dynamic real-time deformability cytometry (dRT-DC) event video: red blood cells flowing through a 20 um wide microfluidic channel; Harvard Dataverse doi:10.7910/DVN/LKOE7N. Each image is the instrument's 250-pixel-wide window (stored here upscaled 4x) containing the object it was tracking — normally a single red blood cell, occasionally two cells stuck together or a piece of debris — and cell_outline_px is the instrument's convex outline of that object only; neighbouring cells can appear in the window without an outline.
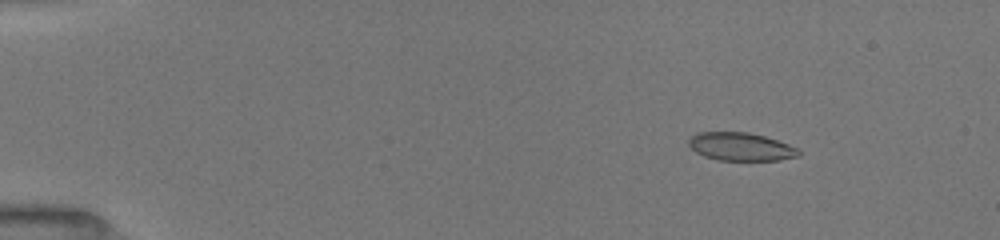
{"species": "common noctule bat (a hibernating species)", "species_latin": "Nyctalus noctula", "temperature_condition": "room temperature", "stored_images_in_passage": 40, "camera_frame_rate_fps": 3000, "um_per_image_px": 0.085, "animal": {"sex": "female", "body_mass_g": 19.5, "forearm_length_mm": 54.1}, "frame": {"image": 1, "passage_image": 6, "time_ms": 2.333, "image_size_px": [1000, 240], "cell_outline_px": [[800, 156], [780, 160], [716, 160], [704, 156], [696, 152], [688, 144], [688, 140], [696, 132], [748, 132], [764, 136], [800, 148]], "centroid_in_image_um": [62.98, 12.47], "position_along_channel_um": 22.0, "area_um2": 18.09}}
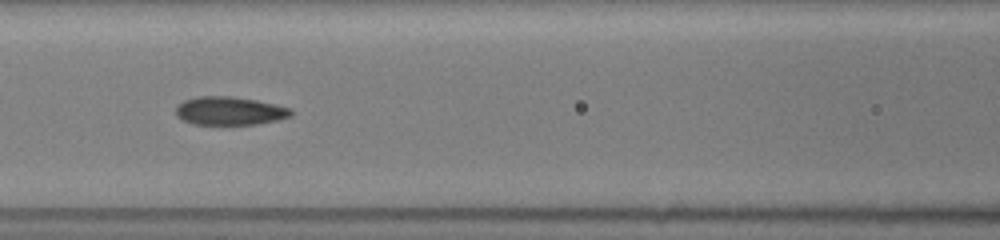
{"frame": {"image": 2, "passage_image": 20, "time_ms": 8.0, "image_size_px": [1000, 240], "cell_outline_px": [[292, 116], [276, 120], [256, 124], [192, 124], [176, 116], [176, 108], [184, 100], [200, 96], [232, 96], [256, 100], [276, 104], [292, 108]], "centroid_in_image_um": [19.54, 9.42], "position_along_channel_um": 147.1, "area_um2": 18.96}}
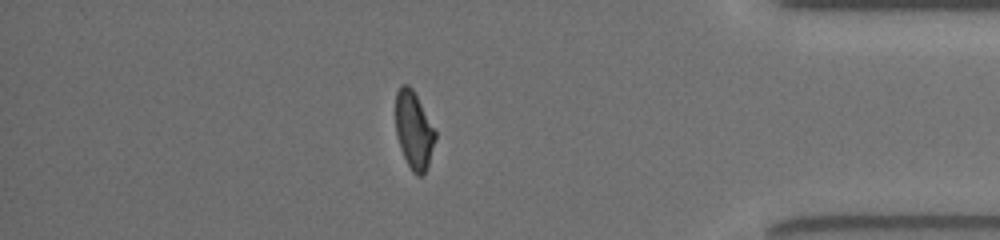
{"frame": {"image": 3, "passage_image": 35, "time_ms": 15.0, "image_size_px": [1000, 240], "cell_outline_px": [[436, 136], [428, 164], [424, 172], [420, 176], [416, 176], [412, 172], [400, 148], [396, 132], [396, 92], [404, 84], [408, 84], [412, 88], [436, 132]], "centroid_in_image_um": [35.17, 11.08], "position_along_channel_um": 400.0, "area_um2": 17.51}, "authors_computed_cell_mechanics": {"area_um2": 18.9584, "velocity_mm_per_s": 4.0269, "shape_relaxation_time_tau1_ms": 7.0105, "shape_relaxation_time_tau2_ms": 1.2729, "deformation_change_tau1": 0.1769, "deformation_change_tau2": 0.0763}}